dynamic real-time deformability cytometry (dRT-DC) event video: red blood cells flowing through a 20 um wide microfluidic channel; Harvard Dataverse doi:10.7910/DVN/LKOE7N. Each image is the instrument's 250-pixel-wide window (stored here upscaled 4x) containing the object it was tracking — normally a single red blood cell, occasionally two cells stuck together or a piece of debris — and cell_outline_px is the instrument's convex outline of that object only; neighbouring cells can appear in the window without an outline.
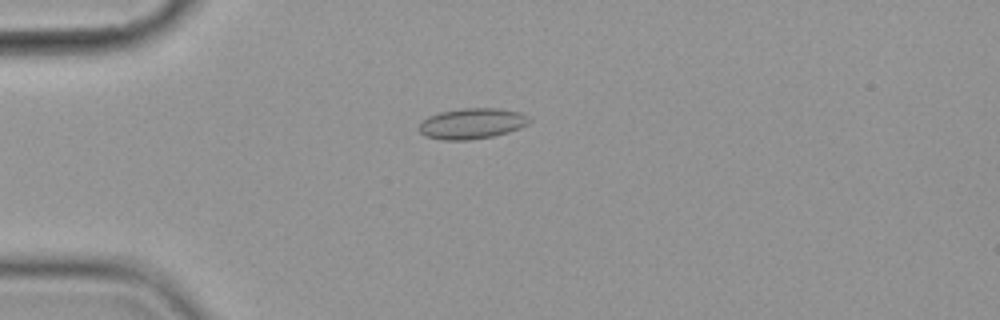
{"species": "common noctule bat (a hibernating species)", "species_latin": "Nyctalus noctula", "temperature_condition": "cold", "stored_images_in_passage": 6, "camera_frame_rate_fps": 3000, "um_per_image_px": 0.085, "animal": {"sex": "female", "body_mass_g": 19.9}, "frame": {"image": 1, "passage_image": 5, "time_ms": 4.667, "image_size_px": [1000, 320], "cell_outline_px": [[532, 120], [528, 124], [520, 128], [508, 132], [492, 136], [468, 140], [444, 140], [428, 136], [420, 132], [420, 124], [428, 116], [440, 112], [460, 108], [500, 108], [520, 112], [528, 116]], "centroid_in_image_um": [40.16, 10.49], "position_along_channel_um": 44.8, "area_um2": 19.65}}